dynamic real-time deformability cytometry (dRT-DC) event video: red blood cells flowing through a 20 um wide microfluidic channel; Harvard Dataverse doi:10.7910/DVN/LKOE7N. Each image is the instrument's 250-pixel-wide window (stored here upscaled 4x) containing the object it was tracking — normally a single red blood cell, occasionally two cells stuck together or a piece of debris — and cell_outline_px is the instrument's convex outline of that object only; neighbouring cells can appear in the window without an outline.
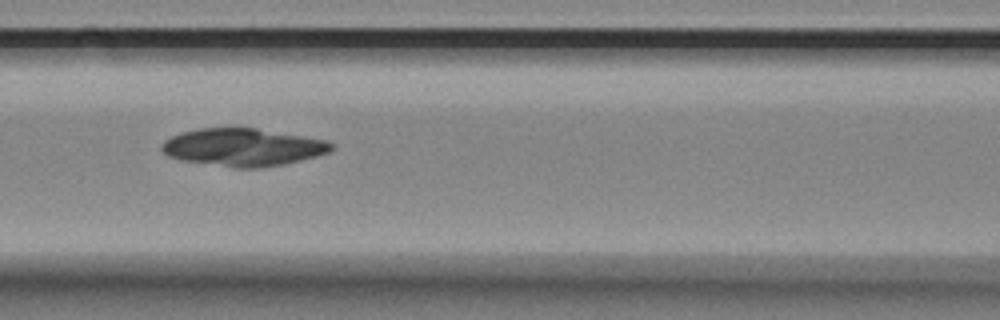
{"species": "Egyptian fruit bat (a non-hibernating species)", "species_latin": "Rousettus aegyptiacus", "temperature_condition": "room temperature", "stored_images_in_passage": 10, "camera_frame_rate_fps": 3000, "um_per_image_px": 0.085, "animal": {"sex": "female"}, "frame": {"image": 1, "passage_image": 6, "time_ms": 1.667, "image_size_px": [1000, 320], "cell_outline_px": [[332, 148], [328, 152], [316, 156], [284, 164], [256, 168], [236, 168], [180, 160], [168, 156], [160, 148], [160, 144], [164, 140], [172, 136], [184, 132], [200, 128], [256, 128], [324, 140], [332, 144]], "centroid_in_image_um": [20.59, 12.52], "position_along_channel_um": 146.0, "area_um2": 36.82}}
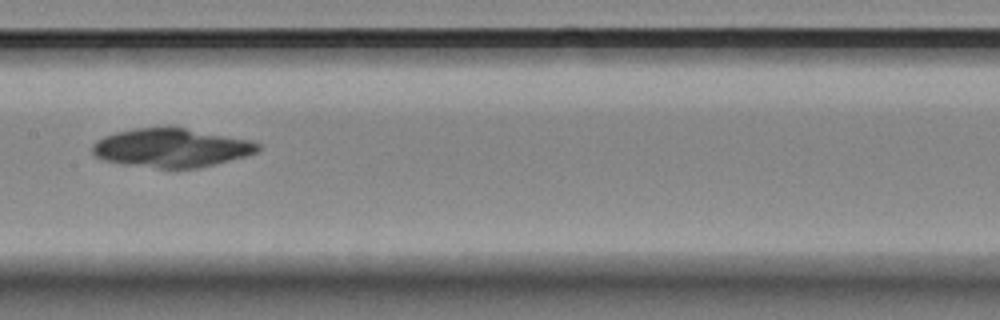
{"frame": {"image": 2, "passage_image": 7, "time_ms": 2.0, "image_size_px": [1000, 320], "cell_outline_px": [[260, 148], [256, 152], [244, 156], [200, 168], [160, 168], [124, 164], [104, 160], [96, 156], [92, 152], [92, 144], [96, 140], [104, 136], [116, 132], [136, 128], [184, 128], [252, 140], [260, 144]], "centroid_in_image_um": [14.55, 12.57], "position_along_channel_um": 192.8, "area_um2": 36.99}}
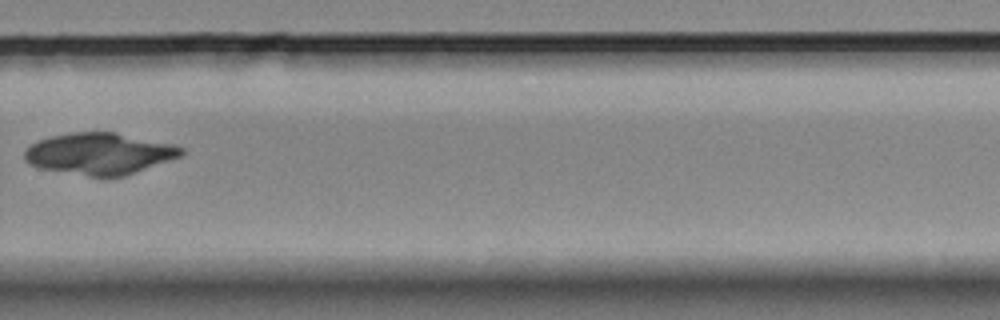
{"frame": {"image": 3, "passage_image": 10, "time_ms": 3.0, "image_size_px": [1000, 320], "cell_outline_px": [[184, 156], [124, 176], [88, 176], [40, 168], [28, 164], [24, 160], [24, 152], [32, 144], [40, 140], [52, 136], [76, 132], [116, 132], [172, 144], [184, 148]], "centroid_in_image_um": [8.49, 13.06], "position_along_channel_um": 321.3, "area_um2": 37.86}}